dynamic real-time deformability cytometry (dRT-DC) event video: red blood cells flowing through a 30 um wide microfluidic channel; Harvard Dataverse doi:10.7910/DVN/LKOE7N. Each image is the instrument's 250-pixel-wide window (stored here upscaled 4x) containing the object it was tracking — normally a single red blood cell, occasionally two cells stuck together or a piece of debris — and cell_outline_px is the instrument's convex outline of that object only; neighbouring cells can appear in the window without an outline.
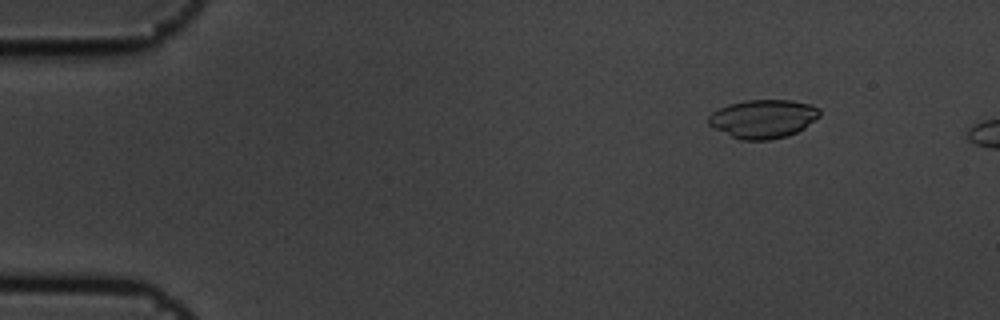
{"species": "common noctule bat (a hibernating species)", "species_latin": "Nyctalus noctula", "temperature_condition": "cold", "stored_images_in_passage": 4, "camera_frame_rate_fps": 3000, "um_per_image_px": 0.085, "animal": {"sex": "male", "body_mass_g": 19.5, "forearm_length_mm": 54.6}, "frame": {"image": 1, "passage_image": 2, "time_ms": 0.333, "image_size_px": [1000, 320], "cell_outline_px": [[820, 116], [804, 128], [788, 136], [768, 140], [740, 140], [708, 124], [708, 116], [712, 112], [728, 104], [744, 100], [792, 100], [812, 104], [820, 108]], "centroid_in_image_um": [64.9, 10.08], "position_along_channel_um": 20.1, "area_um2": 25.03}}